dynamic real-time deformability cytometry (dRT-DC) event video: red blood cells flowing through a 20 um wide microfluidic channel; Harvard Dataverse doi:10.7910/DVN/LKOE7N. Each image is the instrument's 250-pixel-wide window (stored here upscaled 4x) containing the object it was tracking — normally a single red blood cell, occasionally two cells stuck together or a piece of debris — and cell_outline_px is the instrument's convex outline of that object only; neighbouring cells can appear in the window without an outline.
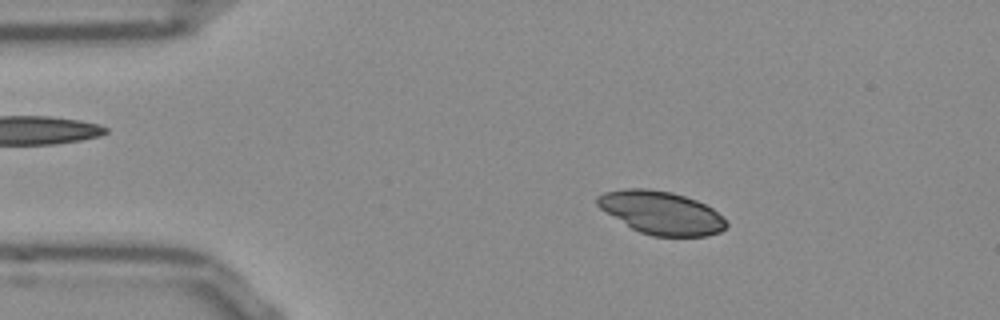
{"species": "Egyptian fruit bat (a non-hibernating species)", "species_latin": "Rousettus aegyptiacus", "temperature_condition": "room temperature", "stored_images_in_passage": 52, "camera_frame_rate_fps": 3000, "um_per_image_px": 0.085, "frame": {"image": 1, "passage_image": 9, "time_ms": 2.667, "image_size_px": [1000, 320], "cell_outline_px": [[728, 224], [720, 232], [708, 236], [652, 236], [640, 232], [632, 228], [600, 208], [596, 204], [596, 196], [604, 192], [624, 188], [644, 188], [672, 192], [696, 200], [712, 208]], "centroid_in_image_um": [56.18, 18.07], "position_along_channel_um": 28.8, "area_um2": 32.08}}
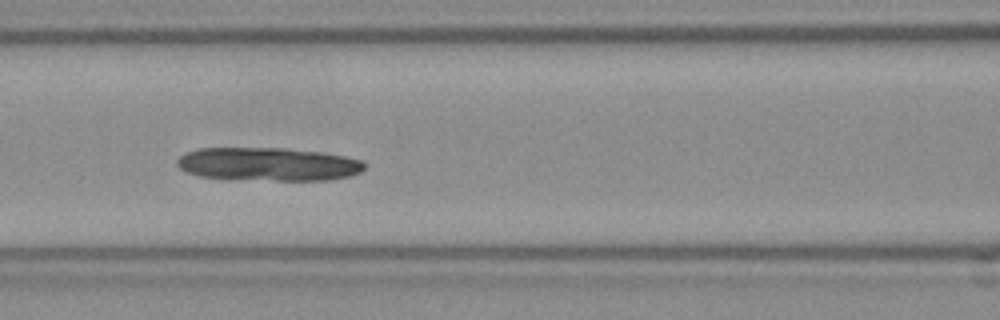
{"frame": {"image": 2, "passage_image": 22, "time_ms": 7.0, "image_size_px": [1000, 320], "cell_outline_px": [[364, 168], [360, 172], [348, 176], [332, 180], [224, 180], [200, 176], [188, 172], [180, 168], [176, 164], [176, 160], [180, 156], [188, 152], [200, 148], [284, 148], [320, 152], [344, 156], [364, 160]], "centroid_in_image_um": [22.77, 13.97], "position_along_channel_um": 143.8, "area_um2": 36.76}}
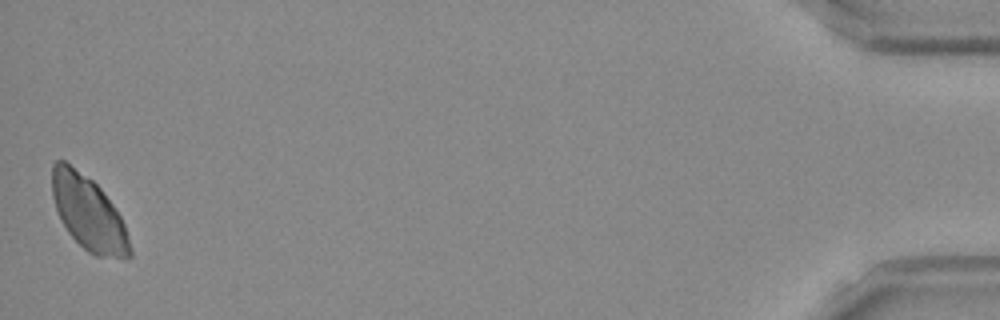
{"frame": {"image": 3, "passage_image": 52, "time_ms": 17.0, "image_size_px": [1000, 320], "cell_outline_px": [[132, 256], [128, 260], [124, 260], [96, 256], [88, 252], [68, 232], [56, 208], [52, 196], [52, 164], [56, 160], [64, 160], [92, 180], [100, 188], [112, 204], [120, 216], [124, 224], [132, 248]], "centroid_in_image_um": [7.55, 18.15], "position_along_channel_um": 427.7, "area_um2": 33.64}}